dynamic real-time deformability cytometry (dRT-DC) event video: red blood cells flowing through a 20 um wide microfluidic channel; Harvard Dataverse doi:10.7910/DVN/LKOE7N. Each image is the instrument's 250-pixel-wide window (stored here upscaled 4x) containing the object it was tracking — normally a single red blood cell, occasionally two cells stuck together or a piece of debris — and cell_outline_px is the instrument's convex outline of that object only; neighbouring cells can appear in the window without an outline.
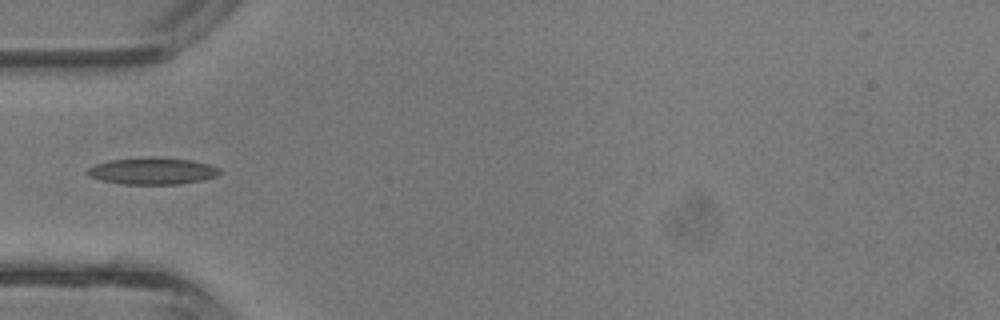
{"species": "common noctule bat (a hibernating species)", "species_latin": "Nyctalus noctula", "temperature_condition": "room temperature", "stored_images_in_passage": 16, "camera_frame_rate_fps": 3000, "um_per_image_px": 0.085, "animal": {"sex": "male", "body_mass_g": 13.3}, "frame": {"image": 1, "passage_image": 12, "time_ms": 3.667, "image_size_px": [1000, 320], "cell_outline_px": [[220, 172], [216, 176], [200, 180], [180, 184], [120, 184], [88, 176], [84, 172], [88, 168], [96, 164], [112, 160], [152, 156], [192, 160], [208, 164], [220, 168]], "centroid_in_image_um": [12.94, 14.53], "position_along_channel_um": 72.1, "area_um2": 20.63}}